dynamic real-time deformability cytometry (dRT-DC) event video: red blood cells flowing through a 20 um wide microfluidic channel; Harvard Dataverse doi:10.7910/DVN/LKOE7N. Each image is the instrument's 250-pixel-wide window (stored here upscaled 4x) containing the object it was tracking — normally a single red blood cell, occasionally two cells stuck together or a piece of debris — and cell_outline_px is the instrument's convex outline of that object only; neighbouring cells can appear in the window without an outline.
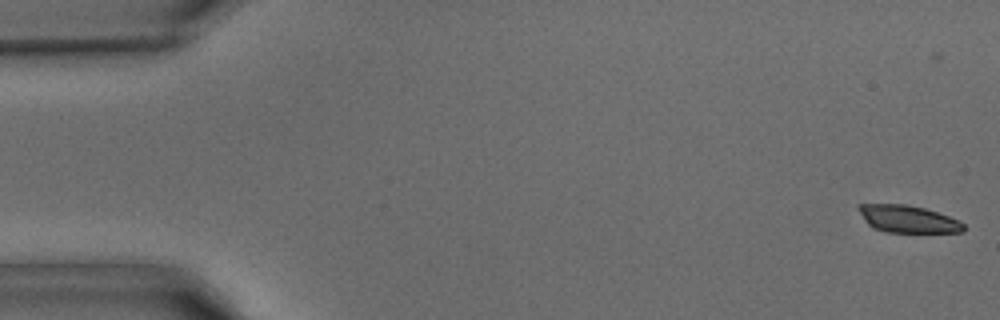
{"species": "common noctule bat (a hibernating species)", "species_latin": "Nyctalus noctula", "temperature_condition": "warm", "stored_images_in_passage": 43, "camera_frame_rate_fps": 3000, "um_per_image_px": 0.085, "animal": {"sex": "male", "body_mass_g": 15.6}, "frame": {"image": 1, "passage_image": 2, "time_ms": 0.333, "image_size_px": [1000, 320], "cell_outline_px": [[964, 232], [888, 232], [872, 228], [868, 224], [856, 208], [856, 204], [908, 204], [924, 208], [960, 220], [964, 224]], "centroid_in_image_um": [77.15, 18.61], "position_along_channel_um": 7.8, "area_um2": 16.7}}
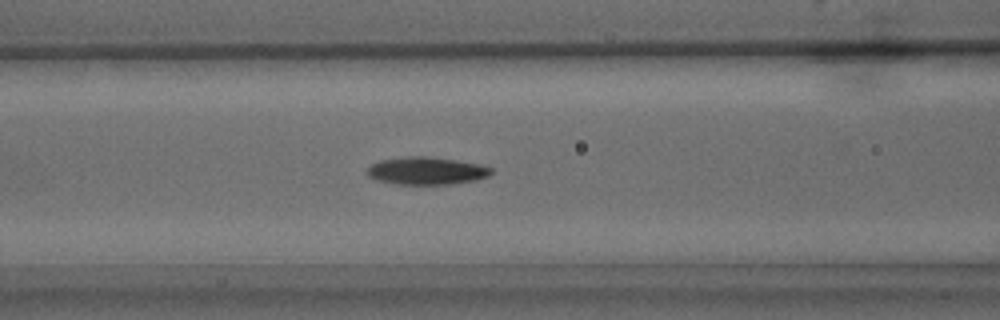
{"frame": {"image": 2, "passage_image": 18, "time_ms": 5.667, "image_size_px": [1000, 320], "cell_outline_px": [[492, 172], [488, 176], [476, 180], [448, 184], [396, 184], [376, 180], [368, 176], [368, 168], [372, 164], [380, 160], [404, 156], [424, 156], [456, 160], [480, 164], [492, 168]], "centroid_in_image_um": [36.24, 14.51], "position_along_channel_um": 130.4, "area_um2": 19.88}}
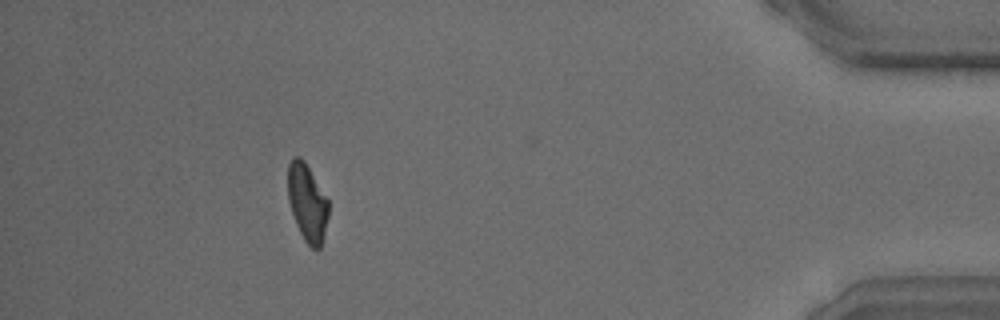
{"frame": {"image": 3, "passage_image": 39, "time_ms": 12.667, "image_size_px": [1000, 320], "cell_outline_px": [[328, 216], [324, 236], [320, 248], [312, 248], [304, 240], [296, 224], [288, 200], [288, 164], [292, 156], [300, 156], [304, 160], [328, 200]], "centroid_in_image_um": [26.1, 17.2], "position_along_channel_um": 409.1, "area_um2": 18.21}}